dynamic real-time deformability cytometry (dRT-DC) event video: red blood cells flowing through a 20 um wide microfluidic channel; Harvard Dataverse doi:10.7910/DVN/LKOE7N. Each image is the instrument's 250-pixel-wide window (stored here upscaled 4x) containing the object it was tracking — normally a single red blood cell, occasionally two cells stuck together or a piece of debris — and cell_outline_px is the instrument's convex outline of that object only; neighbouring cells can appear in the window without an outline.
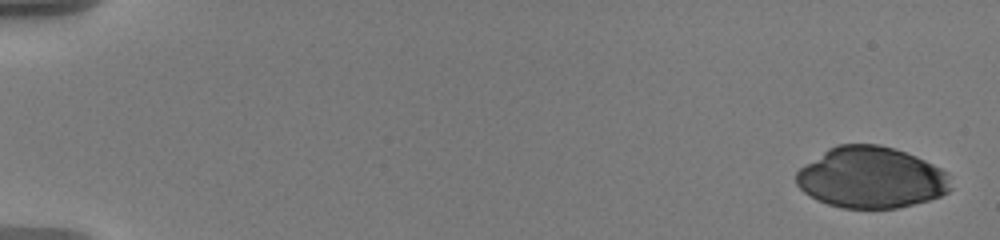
{"species": "human", "species_latin": "Homo sapiens", "temperature_condition": "warm", "stored_images_in_passage": 11, "camera_frame_rate_fps": 3000, "um_per_image_px": 0.085, "donor": {"sex": "male"}, "frame": {"image": 1, "passage_image": 1, "time_ms": 0.0, "image_size_px": [1000, 240], "cell_outline_px": [[952, 188], [948, 192], [940, 196], [928, 200], [896, 208], [844, 208], [828, 204], [804, 192], [796, 184], [796, 172], [800, 168], [828, 148], [836, 144], [880, 144], [916, 156], [948, 172]], "centroid_in_image_um": [74.06, 15.09], "position_along_channel_um": 10.9, "area_um2": 54.97}}
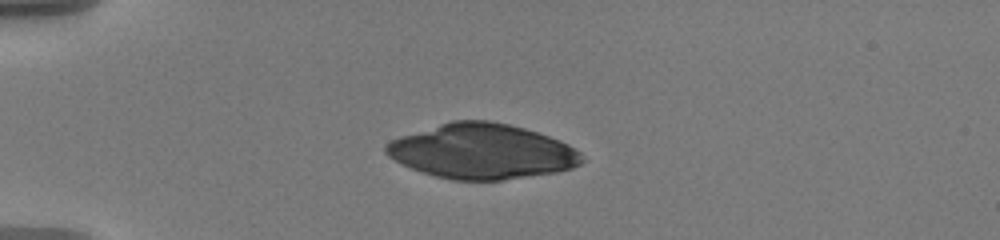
{"frame": {"image": 2, "passage_image": 8, "time_ms": 4.667, "image_size_px": [1000, 240], "cell_outline_px": [[584, 160], [580, 164], [572, 168], [556, 172], [504, 180], [452, 180], [436, 176], [412, 168], [388, 156], [384, 152], [384, 144], [392, 140], [452, 120], [488, 120], [508, 124], [524, 128], [560, 140], [568, 144], [580, 152]], "centroid_in_image_um": [41.0, 12.87], "position_along_channel_um": 44.0, "area_um2": 62.25}}